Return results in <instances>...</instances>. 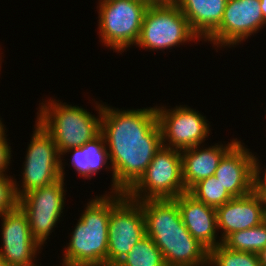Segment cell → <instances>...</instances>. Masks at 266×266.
I'll return each instance as SVG.
<instances>
[{"label": "cell", "mask_w": 266, "mask_h": 266, "mask_svg": "<svg viewBox=\"0 0 266 266\" xmlns=\"http://www.w3.org/2000/svg\"><path fill=\"white\" fill-rule=\"evenodd\" d=\"M101 134L112 166L110 192L126 193L162 147L156 106L143 109L102 105Z\"/></svg>", "instance_id": "1"}, {"label": "cell", "mask_w": 266, "mask_h": 266, "mask_svg": "<svg viewBox=\"0 0 266 266\" xmlns=\"http://www.w3.org/2000/svg\"><path fill=\"white\" fill-rule=\"evenodd\" d=\"M139 202L145 218L146 235L161 250L166 266L209 265V250L189 233L174 199Z\"/></svg>", "instance_id": "2"}, {"label": "cell", "mask_w": 266, "mask_h": 266, "mask_svg": "<svg viewBox=\"0 0 266 266\" xmlns=\"http://www.w3.org/2000/svg\"><path fill=\"white\" fill-rule=\"evenodd\" d=\"M110 192L90 200L64 249L62 266L107 262Z\"/></svg>", "instance_id": "3"}, {"label": "cell", "mask_w": 266, "mask_h": 266, "mask_svg": "<svg viewBox=\"0 0 266 266\" xmlns=\"http://www.w3.org/2000/svg\"><path fill=\"white\" fill-rule=\"evenodd\" d=\"M60 100H45L39 104L37 122L52 136L62 155L70 148L80 147L101 133L103 103L95 102L97 116L81 106L68 105Z\"/></svg>", "instance_id": "4"}, {"label": "cell", "mask_w": 266, "mask_h": 266, "mask_svg": "<svg viewBox=\"0 0 266 266\" xmlns=\"http://www.w3.org/2000/svg\"><path fill=\"white\" fill-rule=\"evenodd\" d=\"M98 33L104 46L120 54L139 39L149 3L138 0H98Z\"/></svg>", "instance_id": "5"}, {"label": "cell", "mask_w": 266, "mask_h": 266, "mask_svg": "<svg viewBox=\"0 0 266 266\" xmlns=\"http://www.w3.org/2000/svg\"><path fill=\"white\" fill-rule=\"evenodd\" d=\"M186 192L181 151L162 145L143 175L125 194L133 200L144 201L175 199Z\"/></svg>", "instance_id": "6"}, {"label": "cell", "mask_w": 266, "mask_h": 266, "mask_svg": "<svg viewBox=\"0 0 266 266\" xmlns=\"http://www.w3.org/2000/svg\"><path fill=\"white\" fill-rule=\"evenodd\" d=\"M199 41L187 18L176 4H150L147 8L139 39L135 46L146 50H167Z\"/></svg>", "instance_id": "7"}, {"label": "cell", "mask_w": 266, "mask_h": 266, "mask_svg": "<svg viewBox=\"0 0 266 266\" xmlns=\"http://www.w3.org/2000/svg\"><path fill=\"white\" fill-rule=\"evenodd\" d=\"M145 235L141 203L123 192H110L107 263H118Z\"/></svg>", "instance_id": "8"}, {"label": "cell", "mask_w": 266, "mask_h": 266, "mask_svg": "<svg viewBox=\"0 0 266 266\" xmlns=\"http://www.w3.org/2000/svg\"><path fill=\"white\" fill-rule=\"evenodd\" d=\"M35 123V130L26 149L21 187L14 179L18 199L31 190L48 186L61 179V155L57 146L52 136L37 120Z\"/></svg>", "instance_id": "9"}, {"label": "cell", "mask_w": 266, "mask_h": 266, "mask_svg": "<svg viewBox=\"0 0 266 266\" xmlns=\"http://www.w3.org/2000/svg\"><path fill=\"white\" fill-rule=\"evenodd\" d=\"M64 180L61 178L48 186L31 190L18 199V205L28 218L32 237L41 247L61 221L65 209Z\"/></svg>", "instance_id": "10"}, {"label": "cell", "mask_w": 266, "mask_h": 266, "mask_svg": "<svg viewBox=\"0 0 266 266\" xmlns=\"http://www.w3.org/2000/svg\"><path fill=\"white\" fill-rule=\"evenodd\" d=\"M162 144L175 150H185L203 144L211 128L205 116L187 105L168 109L156 106Z\"/></svg>", "instance_id": "11"}, {"label": "cell", "mask_w": 266, "mask_h": 266, "mask_svg": "<svg viewBox=\"0 0 266 266\" xmlns=\"http://www.w3.org/2000/svg\"><path fill=\"white\" fill-rule=\"evenodd\" d=\"M263 26L260 0H228L220 26L205 41L217 48L235 47Z\"/></svg>", "instance_id": "12"}, {"label": "cell", "mask_w": 266, "mask_h": 266, "mask_svg": "<svg viewBox=\"0 0 266 266\" xmlns=\"http://www.w3.org/2000/svg\"><path fill=\"white\" fill-rule=\"evenodd\" d=\"M0 217L2 221L1 259L8 266H19L36 261L39 251L43 248L33 239L28 218L22 208L17 205Z\"/></svg>", "instance_id": "13"}, {"label": "cell", "mask_w": 266, "mask_h": 266, "mask_svg": "<svg viewBox=\"0 0 266 266\" xmlns=\"http://www.w3.org/2000/svg\"><path fill=\"white\" fill-rule=\"evenodd\" d=\"M215 210L223 242L231 233L256 227L266 220V198L254 189L245 196L233 197Z\"/></svg>", "instance_id": "14"}, {"label": "cell", "mask_w": 266, "mask_h": 266, "mask_svg": "<svg viewBox=\"0 0 266 266\" xmlns=\"http://www.w3.org/2000/svg\"><path fill=\"white\" fill-rule=\"evenodd\" d=\"M255 154L240 140L222 157L214 176L232 197L255 189Z\"/></svg>", "instance_id": "15"}, {"label": "cell", "mask_w": 266, "mask_h": 266, "mask_svg": "<svg viewBox=\"0 0 266 266\" xmlns=\"http://www.w3.org/2000/svg\"><path fill=\"white\" fill-rule=\"evenodd\" d=\"M174 200L178 204L183 224L196 240L209 251L223 243L221 237H217L219 232H217L215 207L196 200L188 192L179 195Z\"/></svg>", "instance_id": "16"}, {"label": "cell", "mask_w": 266, "mask_h": 266, "mask_svg": "<svg viewBox=\"0 0 266 266\" xmlns=\"http://www.w3.org/2000/svg\"><path fill=\"white\" fill-rule=\"evenodd\" d=\"M227 144H214L213 146L195 147L181 151L182 157V180L188 191L198 181L214 176L222 157L239 141L230 140Z\"/></svg>", "instance_id": "17"}, {"label": "cell", "mask_w": 266, "mask_h": 266, "mask_svg": "<svg viewBox=\"0 0 266 266\" xmlns=\"http://www.w3.org/2000/svg\"><path fill=\"white\" fill-rule=\"evenodd\" d=\"M228 0H177L191 30L205 40L220 26Z\"/></svg>", "instance_id": "18"}, {"label": "cell", "mask_w": 266, "mask_h": 266, "mask_svg": "<svg viewBox=\"0 0 266 266\" xmlns=\"http://www.w3.org/2000/svg\"><path fill=\"white\" fill-rule=\"evenodd\" d=\"M72 152L71 158V166L74 167L77 174L80 177L85 179H91L95 174L98 173L99 170L109 169L113 170L109 159V153L105 145L104 136L100 133L93 140L87 142L86 144L76 147L70 148L66 150L61 155V178L65 177L64 169L65 164L62 162L64 157L63 155L70 154ZM109 164V165H108Z\"/></svg>", "instance_id": "19"}, {"label": "cell", "mask_w": 266, "mask_h": 266, "mask_svg": "<svg viewBox=\"0 0 266 266\" xmlns=\"http://www.w3.org/2000/svg\"><path fill=\"white\" fill-rule=\"evenodd\" d=\"M223 244L231 250L258 254L266 247V220L256 227L231 233Z\"/></svg>", "instance_id": "20"}, {"label": "cell", "mask_w": 266, "mask_h": 266, "mask_svg": "<svg viewBox=\"0 0 266 266\" xmlns=\"http://www.w3.org/2000/svg\"><path fill=\"white\" fill-rule=\"evenodd\" d=\"M117 264L119 266H166L161 250L148 235L139 240Z\"/></svg>", "instance_id": "21"}, {"label": "cell", "mask_w": 266, "mask_h": 266, "mask_svg": "<svg viewBox=\"0 0 266 266\" xmlns=\"http://www.w3.org/2000/svg\"><path fill=\"white\" fill-rule=\"evenodd\" d=\"M188 193L196 200L215 208L233 198L215 176L198 181L188 190Z\"/></svg>", "instance_id": "22"}, {"label": "cell", "mask_w": 266, "mask_h": 266, "mask_svg": "<svg viewBox=\"0 0 266 266\" xmlns=\"http://www.w3.org/2000/svg\"><path fill=\"white\" fill-rule=\"evenodd\" d=\"M208 266H261L258 254L235 251L223 243L209 251Z\"/></svg>", "instance_id": "23"}, {"label": "cell", "mask_w": 266, "mask_h": 266, "mask_svg": "<svg viewBox=\"0 0 266 266\" xmlns=\"http://www.w3.org/2000/svg\"><path fill=\"white\" fill-rule=\"evenodd\" d=\"M18 205L13 177L0 174V215L14 209Z\"/></svg>", "instance_id": "24"}, {"label": "cell", "mask_w": 266, "mask_h": 266, "mask_svg": "<svg viewBox=\"0 0 266 266\" xmlns=\"http://www.w3.org/2000/svg\"><path fill=\"white\" fill-rule=\"evenodd\" d=\"M6 128L4 127L0 131V174H6L7 168L10 166L11 159V146L10 143L7 142Z\"/></svg>", "instance_id": "25"}, {"label": "cell", "mask_w": 266, "mask_h": 266, "mask_svg": "<svg viewBox=\"0 0 266 266\" xmlns=\"http://www.w3.org/2000/svg\"><path fill=\"white\" fill-rule=\"evenodd\" d=\"M255 155V190H257L260 194L266 198V168L265 171H262L263 167H260L259 159ZM263 175H262V174ZM262 175V176H261ZM263 178V179H262Z\"/></svg>", "instance_id": "26"}, {"label": "cell", "mask_w": 266, "mask_h": 266, "mask_svg": "<svg viewBox=\"0 0 266 266\" xmlns=\"http://www.w3.org/2000/svg\"><path fill=\"white\" fill-rule=\"evenodd\" d=\"M149 4H176L177 0H144Z\"/></svg>", "instance_id": "27"}, {"label": "cell", "mask_w": 266, "mask_h": 266, "mask_svg": "<svg viewBox=\"0 0 266 266\" xmlns=\"http://www.w3.org/2000/svg\"><path fill=\"white\" fill-rule=\"evenodd\" d=\"M261 266H266V247L258 253Z\"/></svg>", "instance_id": "28"}, {"label": "cell", "mask_w": 266, "mask_h": 266, "mask_svg": "<svg viewBox=\"0 0 266 266\" xmlns=\"http://www.w3.org/2000/svg\"><path fill=\"white\" fill-rule=\"evenodd\" d=\"M260 6L262 10V16L264 18V24L266 25V0H260Z\"/></svg>", "instance_id": "29"}, {"label": "cell", "mask_w": 266, "mask_h": 266, "mask_svg": "<svg viewBox=\"0 0 266 266\" xmlns=\"http://www.w3.org/2000/svg\"><path fill=\"white\" fill-rule=\"evenodd\" d=\"M86 266H119L117 263H107V262H103V263H97V264H89Z\"/></svg>", "instance_id": "30"}, {"label": "cell", "mask_w": 266, "mask_h": 266, "mask_svg": "<svg viewBox=\"0 0 266 266\" xmlns=\"http://www.w3.org/2000/svg\"><path fill=\"white\" fill-rule=\"evenodd\" d=\"M35 263V261H32V262H30V263H27V264H24V265H19V266H39V265H37L36 263Z\"/></svg>", "instance_id": "31"}, {"label": "cell", "mask_w": 266, "mask_h": 266, "mask_svg": "<svg viewBox=\"0 0 266 266\" xmlns=\"http://www.w3.org/2000/svg\"><path fill=\"white\" fill-rule=\"evenodd\" d=\"M5 127V125L2 122V118H0V131Z\"/></svg>", "instance_id": "32"}, {"label": "cell", "mask_w": 266, "mask_h": 266, "mask_svg": "<svg viewBox=\"0 0 266 266\" xmlns=\"http://www.w3.org/2000/svg\"><path fill=\"white\" fill-rule=\"evenodd\" d=\"M0 266H8L0 257Z\"/></svg>", "instance_id": "33"}, {"label": "cell", "mask_w": 266, "mask_h": 266, "mask_svg": "<svg viewBox=\"0 0 266 266\" xmlns=\"http://www.w3.org/2000/svg\"><path fill=\"white\" fill-rule=\"evenodd\" d=\"M0 55H1V54H0ZM1 60H2V58H1V56H0V65H1V63H2ZM0 67H1V66H0ZM0 71H1V69H0Z\"/></svg>", "instance_id": "34"}]
</instances>
